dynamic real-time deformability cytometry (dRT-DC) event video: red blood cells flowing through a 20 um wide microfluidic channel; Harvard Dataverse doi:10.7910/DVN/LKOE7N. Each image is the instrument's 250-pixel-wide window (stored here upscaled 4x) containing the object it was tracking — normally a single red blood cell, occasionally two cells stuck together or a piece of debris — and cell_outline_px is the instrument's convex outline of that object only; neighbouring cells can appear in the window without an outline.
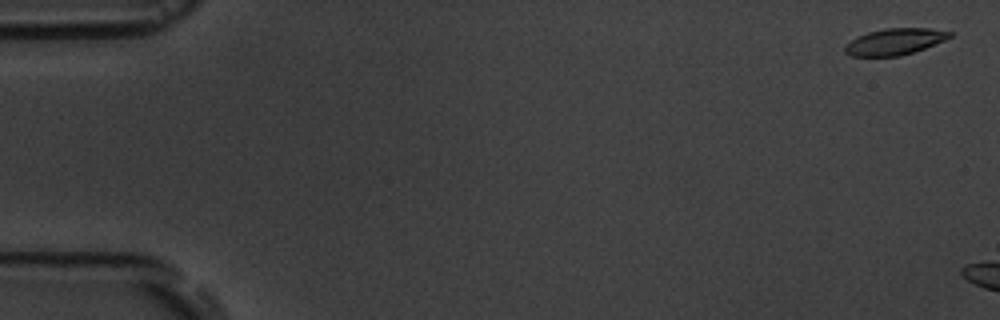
{"species": "common noctule bat (a hibernating species)", "species_latin": "Nyctalus noctula", "temperature_condition": "room temperature", "stored_images_in_passage": 3, "camera_frame_rate_fps": 3000, "um_per_image_px": 0.085, "animal": {"sex": "male", "body_mass_g": 19.5, "forearm_length_mm": 54.6}, "frame": {"image": 1, "passage_image": 1, "time_ms": 0.0, "image_size_px": [1000, 320], "cell_outline_px": [[952, 36], [944, 40], [924, 48], [900, 56], [852, 56], [844, 52], [844, 44], [856, 36], [868, 32], [888, 28], [928, 28], [952, 32]], "centroid_in_image_um": [76.0, 3.54], "position_along_channel_um": 9.0, "area_um2": 16.07}}